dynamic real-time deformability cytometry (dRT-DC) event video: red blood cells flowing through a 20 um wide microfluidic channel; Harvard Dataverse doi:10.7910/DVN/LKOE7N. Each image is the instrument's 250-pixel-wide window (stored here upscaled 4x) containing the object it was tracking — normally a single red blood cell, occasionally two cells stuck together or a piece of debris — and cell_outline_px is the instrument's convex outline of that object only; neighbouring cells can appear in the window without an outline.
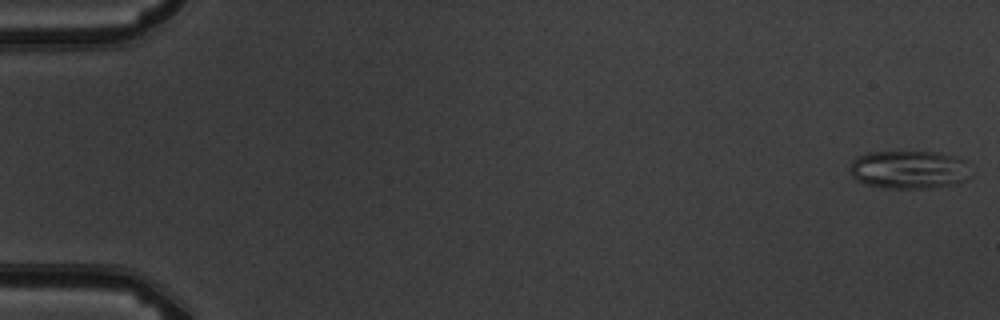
{"species": "common noctule bat (a hibernating species)", "species_latin": "Nyctalus noctula", "temperature_condition": "warm", "stored_images_in_passage": 8, "camera_frame_rate_fps": 3000, "um_per_image_px": 0.085, "animal": {"sex": "male", "body_mass_g": 19.5, "forearm_length_mm": 54.6}, "frame": {"image": 1, "passage_image": 1, "time_ms": 0.0, "image_size_px": [1000, 320], "cell_outline_px": [[972, 176], [968, 180], [960, 184], [924, 188], [884, 188], [864, 184], [856, 180], [848, 172], [848, 168], [852, 160], [856, 156], [868, 152], [936, 152], [968, 160]], "centroid_in_image_um": [77.29, 14.43], "position_along_channel_um": 7.7, "area_um2": 27.69}}
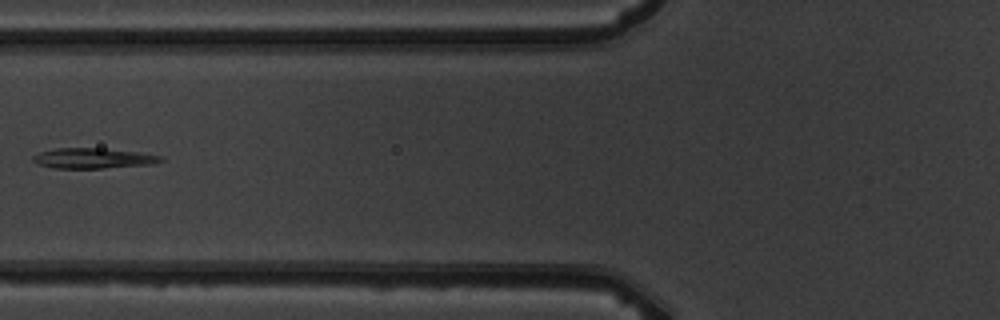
{"frame": {"image": 2, "passage_image": 7, "time_ms": 7.0, "image_size_px": [1000, 320], "cell_outline_px": [[164, 160], [152, 164], [100, 168], [52, 168], [40, 164], [32, 160], [32, 156], [40, 152], [56, 148], [104, 148], [136, 152], [164, 156]], "centroid_in_image_um": [7.92, 13.45], "position_along_channel_um": 117.9, "area_um2": 15.03}}
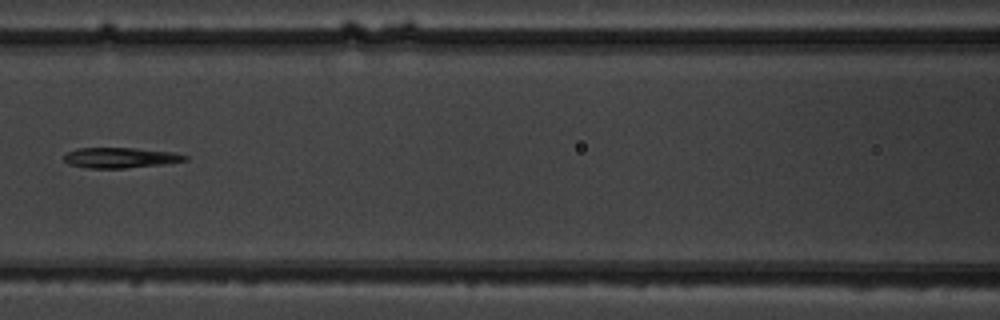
{"frame": {"image": 3, "passage_image": 8, "time_ms": 8.0, "image_size_px": [1000, 320], "cell_outline_px": [[188, 160], [164, 164], [124, 168], [88, 168], [68, 164], [64, 160], [64, 156], [68, 152], [76, 148], [136, 148], [176, 152], [188, 156]], "centroid_in_image_um": [10.26, 13.4], "position_along_channel_um": 156.3, "area_um2": 14.45}}